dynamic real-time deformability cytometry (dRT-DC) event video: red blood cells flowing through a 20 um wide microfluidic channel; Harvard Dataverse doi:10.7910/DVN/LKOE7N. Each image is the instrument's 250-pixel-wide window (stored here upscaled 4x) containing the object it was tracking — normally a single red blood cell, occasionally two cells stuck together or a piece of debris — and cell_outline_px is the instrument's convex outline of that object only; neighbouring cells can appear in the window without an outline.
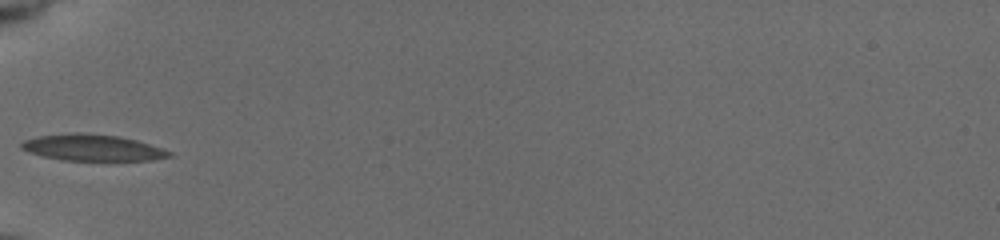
{"species": "common noctule bat (a hibernating species)", "species_latin": "Nyctalus noctula", "temperature_condition": "cold", "stored_images_in_passage": 35, "camera_frame_rate_fps": 3000, "um_per_image_px": 0.085, "animal": {"sex": "female", "body_mass_g": 19.5, "forearm_length_mm": 54.1}, "frame": {"image": 1, "passage_image": 1, "time_ms": 0.0, "image_size_px": [1000, 240], "cell_outline_px": [[172, 156], [152, 160], [64, 160], [44, 156], [28, 152], [20, 148], [20, 144], [24, 140], [36, 136], [72, 132], [80, 132], [120, 136], [136, 140], [172, 152]], "centroid_in_image_um": [7.82, 12.54], "position_along_channel_um": 77.2, "area_um2": 22.66}}
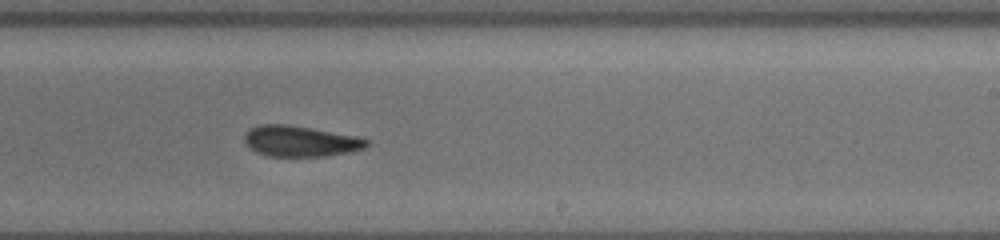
{"frame": {"image": 2, "passage_image": 16, "time_ms": 5.0, "image_size_px": [1000, 240], "cell_outline_px": [[368, 144], [364, 148], [348, 152], [324, 156], [268, 156], [256, 152], [248, 148], [244, 144], [244, 136], [252, 128], [260, 124], [288, 124], [356, 136], [368, 140]], "centroid_in_image_um": [25.48, 12.0], "position_along_channel_um": 263.5, "area_um2": 21.79}}
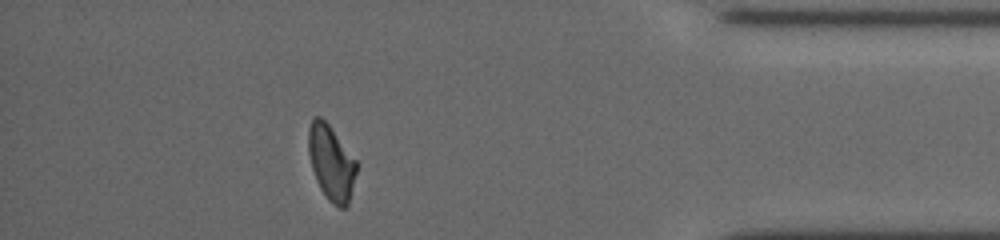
{"frame": {"image": 3, "passage_image": 30, "time_ms": 9.667, "image_size_px": [1000, 240], "cell_outline_px": [[360, 164], [348, 204], [344, 208], [340, 208], [332, 204], [328, 200], [320, 188], [316, 180], [312, 168], [308, 152], [308, 128], [312, 120], [316, 116], [320, 116], [328, 124]], "centroid_in_image_um": [28.18, 13.85], "position_along_channel_um": 407.0, "area_um2": 21.27}, "authors_computed_cell_mechanics": {"area_um2": 21.7906, "velocity_mm_per_s": 3.7521, "shape_relaxation_time_tau1_ms": 4.4369, "shape_relaxation_time_tau2_ms": 6.4306, "deformation_change_tau1": 0.143, "deformation_change_tau2": 0.1493}}